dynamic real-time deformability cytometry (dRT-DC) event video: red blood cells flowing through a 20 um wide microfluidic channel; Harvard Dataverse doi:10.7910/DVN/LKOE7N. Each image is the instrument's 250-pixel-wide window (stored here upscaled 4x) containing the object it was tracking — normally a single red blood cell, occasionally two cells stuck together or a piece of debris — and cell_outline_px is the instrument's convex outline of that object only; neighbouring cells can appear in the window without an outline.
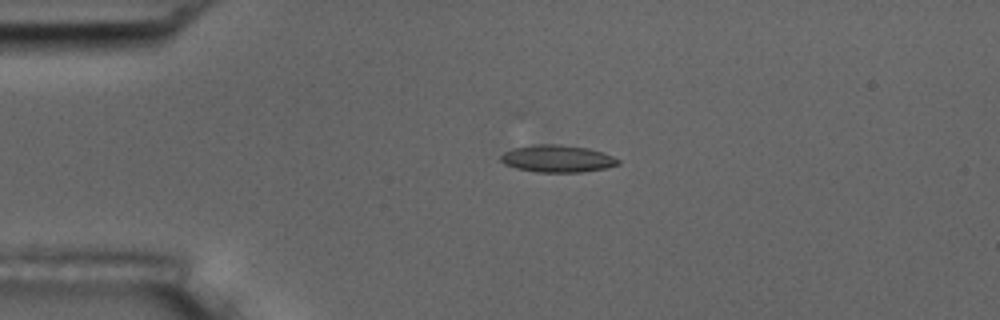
{"species": "common noctule bat (a hibernating species)", "species_latin": "Nyctalus noctula", "temperature_condition": "room temperature", "stored_images_in_passage": 3, "camera_frame_rate_fps": 3000, "um_per_image_px": 0.085, "animal": {"sex": "male", "body_mass_g": 17.5, "forearm_length_mm": 52.3}, "frame": {"image": 1, "passage_image": 2, "time_ms": 2.0, "image_size_px": [1000, 320], "cell_outline_px": [[620, 164], [604, 168], [580, 172], [536, 172], [516, 168], [504, 164], [500, 160], [500, 156], [504, 152], [512, 148], [532, 144], [560, 144], [588, 148], [604, 152], [620, 160]], "centroid_in_image_um": [47.35, 13.47], "position_along_channel_um": 37.6, "area_um2": 18.73}}